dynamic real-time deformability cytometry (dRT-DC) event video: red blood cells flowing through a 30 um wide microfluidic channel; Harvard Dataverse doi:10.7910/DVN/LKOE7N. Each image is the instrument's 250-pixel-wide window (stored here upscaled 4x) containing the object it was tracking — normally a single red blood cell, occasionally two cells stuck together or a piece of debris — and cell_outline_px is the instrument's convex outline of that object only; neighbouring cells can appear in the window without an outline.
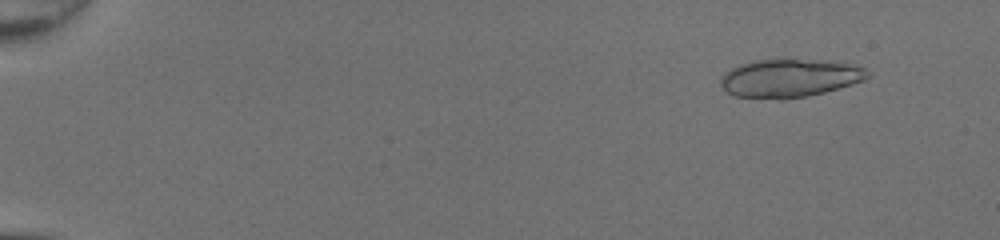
{"species": "common noctule bat (a hibernating species)", "species_latin": "Nyctalus noctula", "temperature_condition": "room temperature", "stored_images_in_passage": 49, "segment_of_instrument_passage": [1, 2], "camera_frame_rate_fps": 3000, "um_per_image_px": 0.085, "animal": {"sex": "female", "body_mass_g": 20.0, "forearm_length_mm": 54.0}, "frame": {"image": 1, "passage_image": 5, "time_ms": 1.333, "image_size_px": [1000, 240], "cell_outline_px": [[872, 76], [864, 80], [852, 84], [824, 92], [808, 96], [784, 100], [780, 100], [732, 96], [720, 84], [720, 80], [724, 72], [740, 64], [756, 60], [780, 56], [848, 60], [864, 68]], "centroid_in_image_um": [67.19, 6.57], "position_along_channel_um": 17.8, "area_um2": 34.62}}
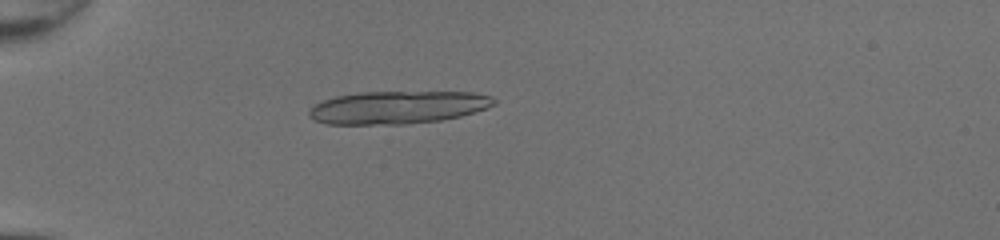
{"frame": {"image": 2, "passage_image": 16, "time_ms": 5.0, "image_size_px": [1000, 240], "cell_outline_px": [[496, 104], [488, 108], [460, 116], [440, 120], [404, 124], [328, 124], [312, 120], [308, 116], [308, 112], [316, 104], [324, 100], [336, 96], [360, 92], [476, 92], [492, 96], [496, 100]], "centroid_in_image_um": [33.84, 9.12], "position_along_channel_um": 51.2, "area_um2": 35.43}}